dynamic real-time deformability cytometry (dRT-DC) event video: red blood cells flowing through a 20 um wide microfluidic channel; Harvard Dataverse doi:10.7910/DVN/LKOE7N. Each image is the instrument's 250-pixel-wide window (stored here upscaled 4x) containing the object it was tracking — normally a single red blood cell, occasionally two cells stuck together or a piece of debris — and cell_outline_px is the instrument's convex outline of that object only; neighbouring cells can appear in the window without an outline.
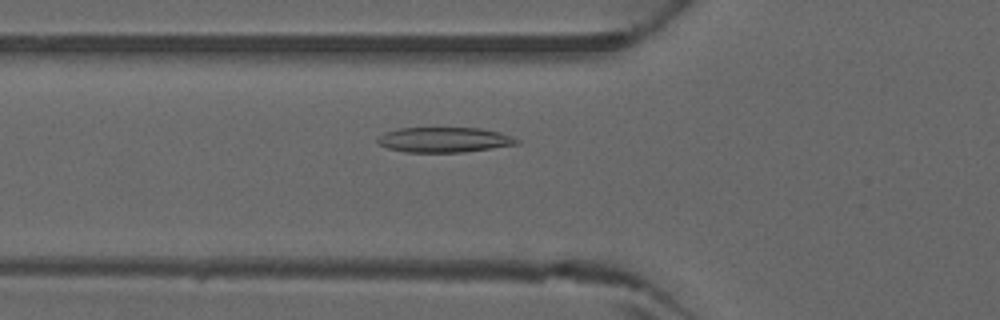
{"species": "common noctule bat (a hibernating species)", "species_latin": "Nyctalus noctula", "temperature_condition": "warm", "stored_images_in_passage": 40, "camera_frame_rate_fps": 3000, "um_per_image_px": 0.085, "animal": {"sex": "male", "forearm_length_mm": 52.5}, "frame": {"image": 1, "passage_image": 11, "time_ms": 3.333, "image_size_px": [1000, 320], "cell_outline_px": [[520, 144], [492, 148], [460, 152], [404, 152], [388, 148], [380, 144], [376, 140], [384, 132], [400, 128], [480, 128], [500, 132], [520, 140]], "centroid_in_image_um": [37.77, 11.88], "position_along_channel_um": 88.0, "area_um2": 20.29}}
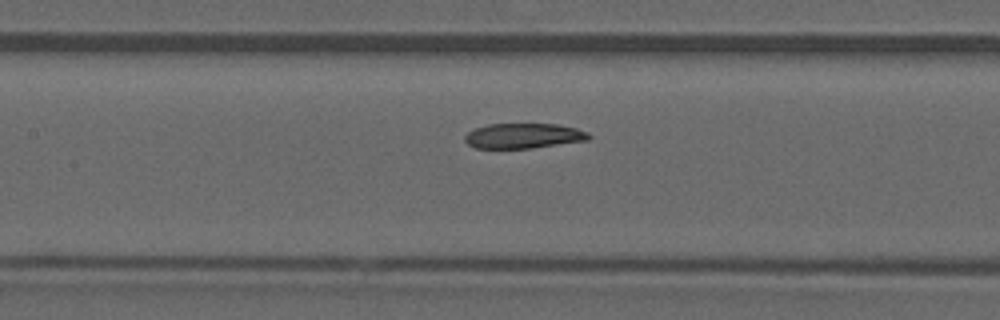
{"frame": {"image": 2, "passage_image": 16, "time_ms": 5.0, "image_size_px": [1000, 320], "cell_outline_px": [[592, 136], [588, 140], [532, 148], [476, 148], [468, 144], [464, 140], [464, 136], [468, 132], [476, 128], [488, 124], [556, 124], [576, 128], [588, 132]], "centroid_in_image_um": [44.5, 11.54], "position_along_channel_um": 162.9, "area_um2": 18.09}}
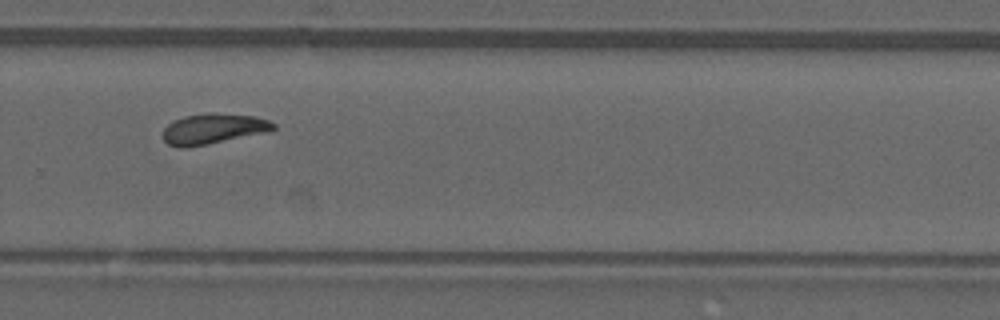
{"frame": {"image": 3, "passage_image": 26, "time_ms": 8.333, "image_size_px": [1000, 320], "cell_outline_px": [[276, 128], [268, 132], [208, 144], [184, 148], [180, 148], [168, 144], [164, 140], [164, 128], [168, 124], [184, 116], [252, 116], [268, 120], [276, 124]], "centroid_in_image_um": [18.13, 11.01], "position_along_channel_um": 311.7, "area_um2": 18.5}}